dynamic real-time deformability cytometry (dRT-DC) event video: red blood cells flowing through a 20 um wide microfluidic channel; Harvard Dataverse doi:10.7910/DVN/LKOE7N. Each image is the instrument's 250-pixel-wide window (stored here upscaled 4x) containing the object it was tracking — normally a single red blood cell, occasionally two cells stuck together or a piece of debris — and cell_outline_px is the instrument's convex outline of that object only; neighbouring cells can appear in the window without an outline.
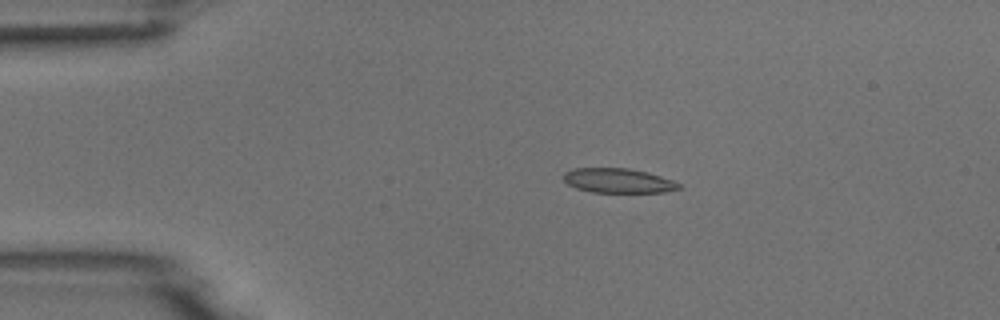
{"species": "common noctule bat (a hibernating species)", "species_latin": "Nyctalus noctula", "temperature_condition": "room temperature", "stored_images_in_passage": 7, "camera_frame_rate_fps": 3000, "um_per_image_px": 0.085, "animal": {"sex": "male", "body_mass_g": 18.8}, "frame": {"image": 1, "passage_image": 4, "time_ms": 3.333, "image_size_px": [1000, 320], "cell_outline_px": [[680, 188], [664, 192], [592, 192], [576, 188], [568, 184], [564, 180], [564, 172], [572, 168], [628, 168], [648, 172], [672, 180], [680, 184]], "centroid_in_image_um": [52.52, 15.35], "position_along_channel_um": 32.5, "area_um2": 16.42}}
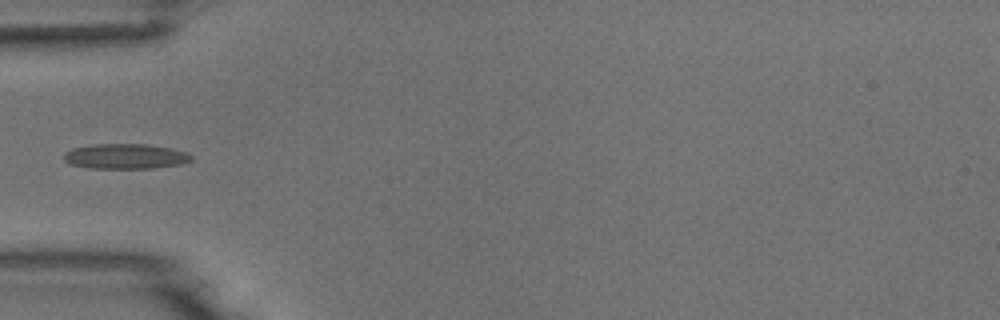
{"frame": {"image": 2, "passage_image": 6, "time_ms": 5.667, "image_size_px": [1000, 320], "cell_outline_px": [[192, 160], [180, 164], [152, 168], [88, 168], [68, 164], [64, 160], [64, 152], [72, 148], [92, 144], [144, 144], [172, 148], [188, 152], [192, 156]], "centroid_in_image_um": [10.63, 13.28], "position_along_channel_um": 74.4, "area_um2": 18.79}}